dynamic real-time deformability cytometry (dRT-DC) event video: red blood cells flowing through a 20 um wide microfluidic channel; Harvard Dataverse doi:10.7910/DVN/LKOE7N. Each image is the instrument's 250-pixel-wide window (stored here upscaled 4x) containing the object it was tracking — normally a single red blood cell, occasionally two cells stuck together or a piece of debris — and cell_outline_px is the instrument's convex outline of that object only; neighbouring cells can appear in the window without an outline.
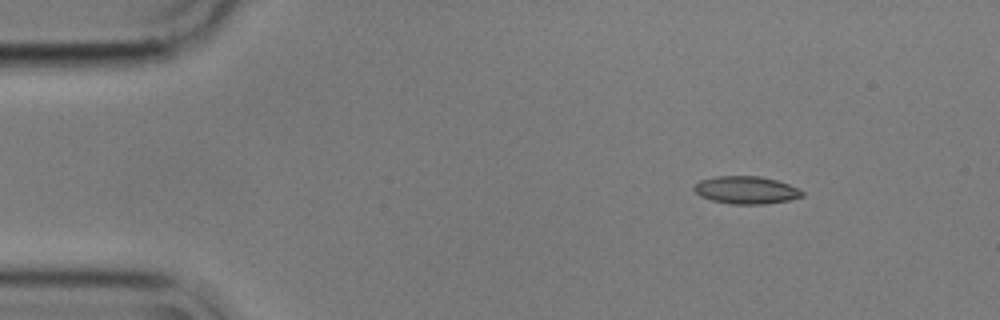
{"species": "common noctule bat (a hibernating species)", "species_latin": "Nyctalus noctula", "temperature_condition": "cold", "stored_images_in_passage": 49, "camera_frame_rate_fps": 3000, "um_per_image_px": 0.085, "animal": {"sex": "male", "body_mass_g": 17.9}, "frame": {"image": 1, "passage_image": 1, "time_ms": 0.0, "image_size_px": [1000, 320], "cell_outline_px": [[804, 196], [788, 200], [764, 204], [732, 204], [712, 200], [700, 196], [692, 188], [700, 180], [716, 176], [760, 176], [776, 180], [788, 184], [804, 192]], "centroid_in_image_um": [63.41, 16.15], "position_along_channel_um": 21.6, "area_um2": 17.28}}
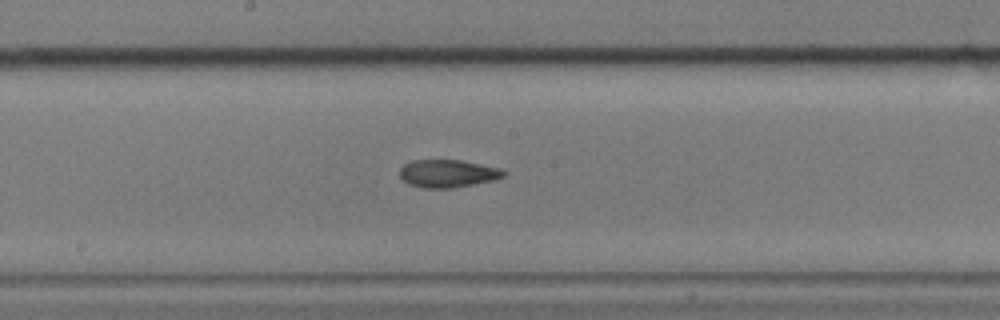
{"frame": {"image": 2, "passage_image": 23, "time_ms": 7.333, "image_size_px": [1000, 320], "cell_outline_px": [[508, 172], [504, 176], [492, 180], [452, 188], [424, 188], [408, 184], [400, 180], [400, 168], [404, 164], [412, 160], [460, 160], [500, 168]], "centroid_in_image_um": [38.02, 14.75], "position_along_channel_um": 210.2, "area_um2": 16.82}}
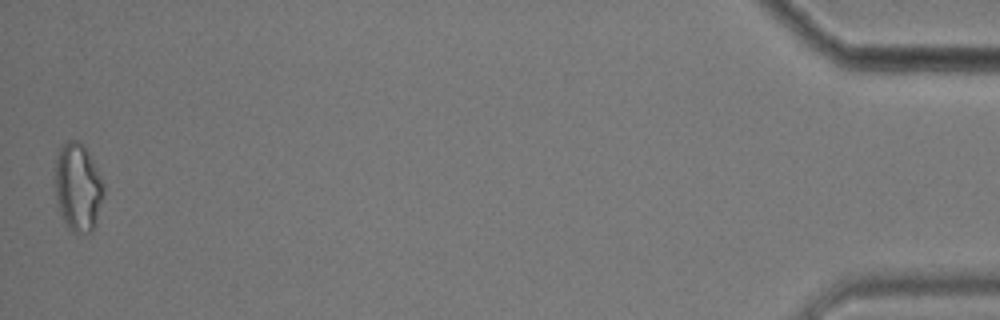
{"frame": {"image": 3, "passage_image": 49, "time_ms": 16.0, "image_size_px": [1000, 320], "cell_outline_px": [[104, 196], [96, 224], [92, 232], [72, 232], [68, 228], [56, 204], [56, 160], [60, 144], [68, 140], [76, 140], [84, 144], [104, 184]], "centroid_in_image_um": [6.63, 15.92], "position_along_channel_um": 428.6, "area_um2": 25.03}, "authors_computed_cell_mechanics": {"area_um2": 17.2244, "velocity_mm_per_s": 3.5804, "shape_relaxation_time_tau1_ms": null, "shape_relaxation_time_tau2_ms": 4.8233, "deformation_change_tau1": null, "deformation_change_tau2": 0.121}}